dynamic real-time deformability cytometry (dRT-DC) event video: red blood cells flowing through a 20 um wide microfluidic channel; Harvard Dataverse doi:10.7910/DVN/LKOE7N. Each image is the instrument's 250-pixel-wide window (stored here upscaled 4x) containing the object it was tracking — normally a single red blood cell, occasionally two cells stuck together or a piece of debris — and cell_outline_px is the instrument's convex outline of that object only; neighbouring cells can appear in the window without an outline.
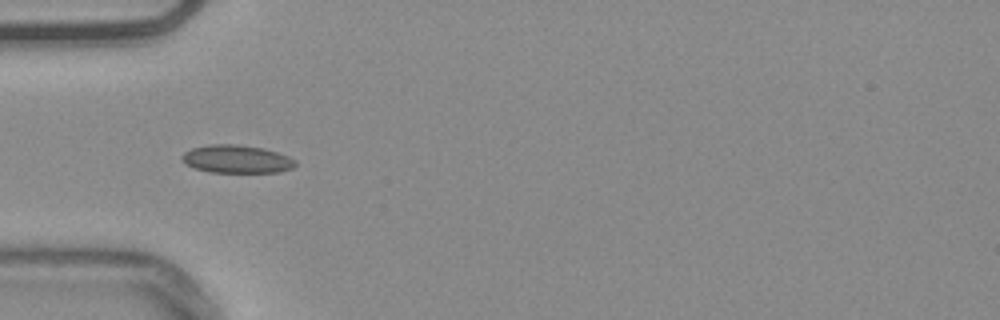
{"species": "common noctule bat (a hibernating species)", "species_latin": "Nyctalus noctula", "temperature_condition": "warm", "stored_images_in_passage": 39, "camera_frame_rate_fps": 3000, "um_per_image_px": 0.085, "animal": {"sex": "male", "body_mass_g": 20.4}, "frame": {"image": 1, "passage_image": 6, "time_ms": 1.667, "image_size_px": [1000, 320], "cell_outline_px": [[296, 164], [292, 168], [280, 172], [208, 172], [196, 168], [180, 160], [180, 156], [184, 152], [192, 148], [208, 144], [236, 144], [264, 148], [288, 156], [296, 160]], "centroid_in_image_um": [20.1, 13.51], "position_along_channel_um": 64.9, "area_um2": 18.55}}
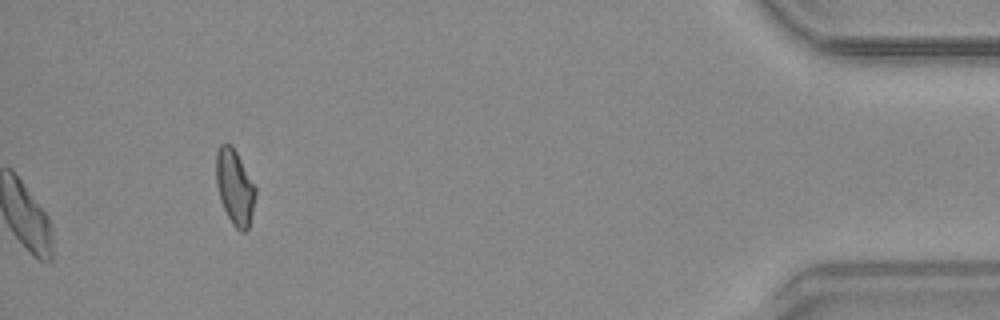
{"frame": {"image": 2, "passage_image": 39, "time_ms": 12.667, "image_size_px": [1000, 320], "cell_outline_px": [[256, 196], [248, 228], [244, 232], [240, 232], [232, 224], [220, 200], [216, 184], [216, 152], [220, 144], [232, 144], [256, 188]], "centroid_in_image_um": [19.94, 15.9], "position_along_channel_um": 415.3, "area_um2": 17.17}, "authors_computed_cell_mechanics": {"area_um2": 17.6868, "velocity_mm_per_s": 3.7773, "shape_relaxation_time_tau1_ms": null, "shape_relaxation_time_tau2_ms": 1.8635, "deformation_change_tau1": null, "deformation_change_tau2": 0.0695}}